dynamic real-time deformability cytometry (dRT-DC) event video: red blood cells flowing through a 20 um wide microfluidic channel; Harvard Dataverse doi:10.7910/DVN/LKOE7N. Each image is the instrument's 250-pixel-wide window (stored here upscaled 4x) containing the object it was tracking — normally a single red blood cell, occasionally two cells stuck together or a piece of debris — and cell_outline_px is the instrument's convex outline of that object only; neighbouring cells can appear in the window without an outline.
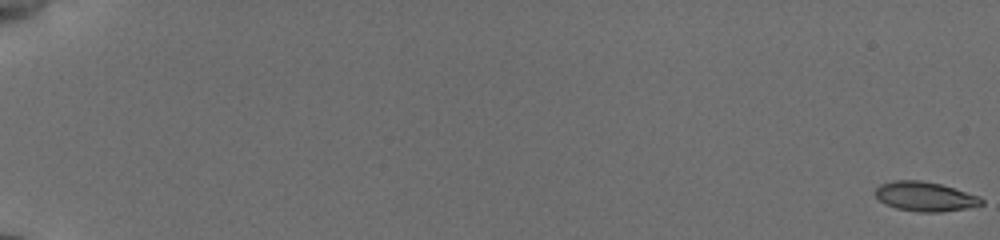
{"species": "common noctule bat (a hibernating species)", "species_latin": "Nyctalus noctula", "temperature_condition": "cold", "stored_images_in_passage": 57, "camera_frame_rate_fps": 3000, "um_per_image_px": 0.085, "animal": {"sex": "female", "body_mass_g": 19.5, "forearm_length_mm": 54.1}, "frame": {"image": 1, "passage_image": 1, "time_ms": 0.0, "image_size_px": [1000, 240], "cell_outline_px": [[984, 204], [964, 208], [940, 212], [920, 212], [896, 208], [884, 204], [872, 192], [880, 184], [892, 180], [920, 180], [940, 184], [980, 196], [984, 200]], "centroid_in_image_um": [78.59, 16.69], "position_along_channel_um": 6.4, "area_um2": 18.26}}
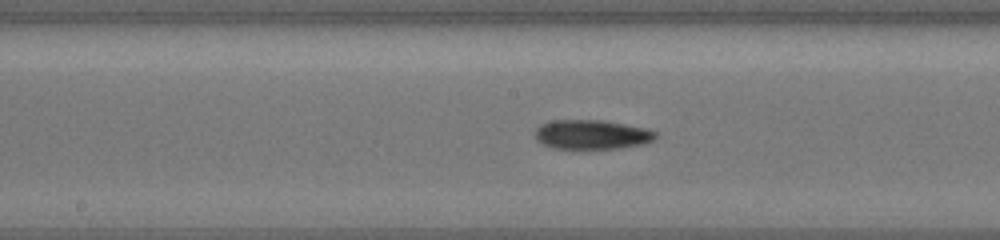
{"frame": {"image": 2, "passage_image": 33, "time_ms": 10.667, "image_size_px": [1000, 240], "cell_outline_px": [[656, 136], [652, 140], [644, 144], [620, 148], [552, 148], [540, 144], [536, 140], [536, 128], [540, 124], [548, 120], [600, 120], [648, 128], [656, 132]], "centroid_in_image_um": [50.27, 11.43], "position_along_channel_um": 197.9, "area_um2": 20.69}}
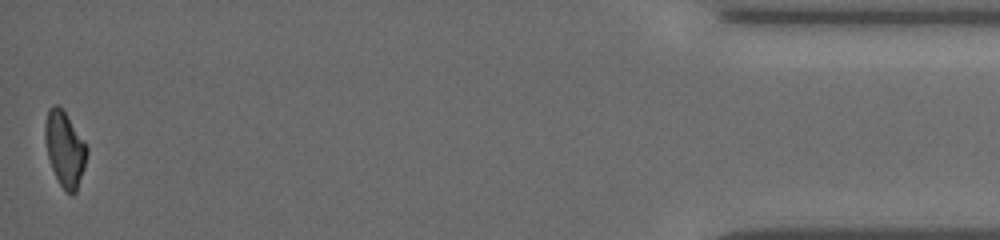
{"frame": {"image": 3, "passage_image": 57, "time_ms": 18.667, "image_size_px": [1000, 240], "cell_outline_px": [[88, 152], [84, 168], [76, 192], [72, 196], [60, 184], [52, 168], [48, 156], [44, 140], [44, 124], [48, 108], [56, 104], [64, 108], [88, 148]], "centroid_in_image_um": [5.5, 12.6], "position_along_channel_um": 429.7, "area_um2": 18.44}, "authors_computed_cell_mechanics": {"area_um2": 19.074, "velocity_mm_per_s": 3.8318, "shape_relaxation_time_tau1_ms": 4.5325, "shape_relaxation_time_tau2_ms": null, "deformation_change_tau1": 0.1485, "deformation_change_tau2": null}}